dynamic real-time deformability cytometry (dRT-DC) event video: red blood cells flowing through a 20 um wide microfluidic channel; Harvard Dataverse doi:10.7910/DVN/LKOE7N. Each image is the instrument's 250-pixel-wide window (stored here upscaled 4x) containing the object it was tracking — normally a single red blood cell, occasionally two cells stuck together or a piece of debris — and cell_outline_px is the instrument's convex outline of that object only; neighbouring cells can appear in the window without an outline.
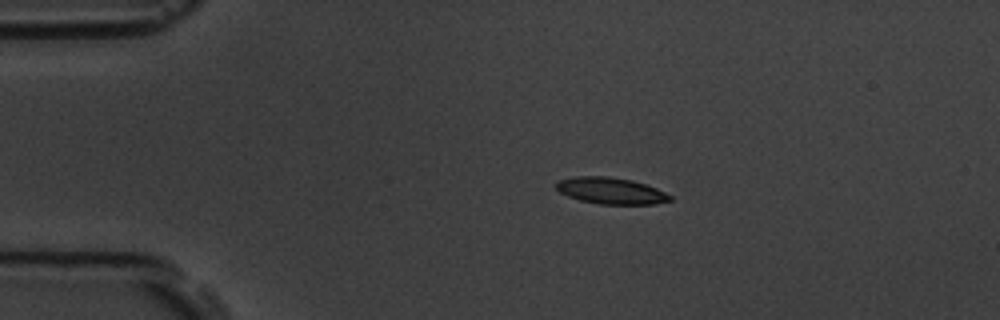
{"species": "common noctule bat (a hibernating species)", "species_latin": "Nyctalus noctula", "temperature_condition": "room temperature", "stored_images_in_passage": 9, "camera_frame_rate_fps": 3000, "um_per_image_px": 0.085, "animal": {"sex": "male", "body_mass_g": 19.5, "forearm_length_mm": 54.6}, "frame": {"image": 1, "passage_image": 1, "time_ms": 0.0, "image_size_px": [1000, 320], "cell_outline_px": [[672, 200], [656, 204], [600, 204], [580, 200], [568, 196], [560, 192], [556, 188], [556, 180], [576, 176], [608, 176], [632, 180], [656, 188], [672, 196]], "centroid_in_image_um": [51.91, 16.21], "position_along_channel_um": 33.1, "area_um2": 17.57}}
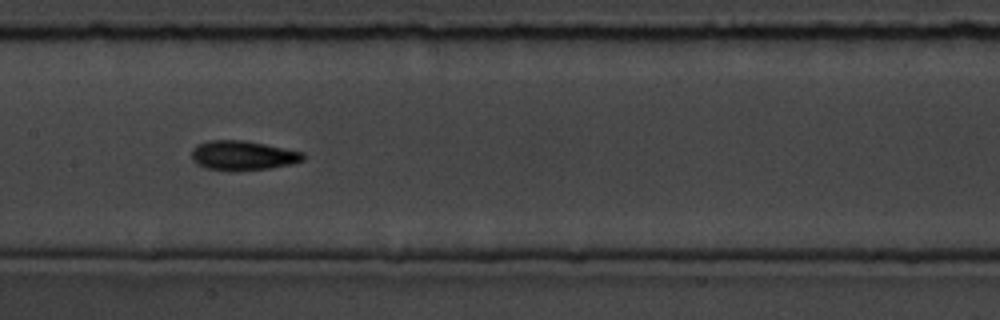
{"frame": {"image": 2, "passage_image": 6, "time_ms": 5.667, "image_size_px": [1000, 320], "cell_outline_px": [[304, 160], [292, 164], [272, 168], [232, 172], [228, 172], [208, 168], [196, 164], [192, 160], [192, 148], [196, 144], [208, 140], [244, 140], [304, 152]], "centroid_in_image_um": [20.62, 13.23], "position_along_channel_um": 186.8, "area_um2": 19.54}}
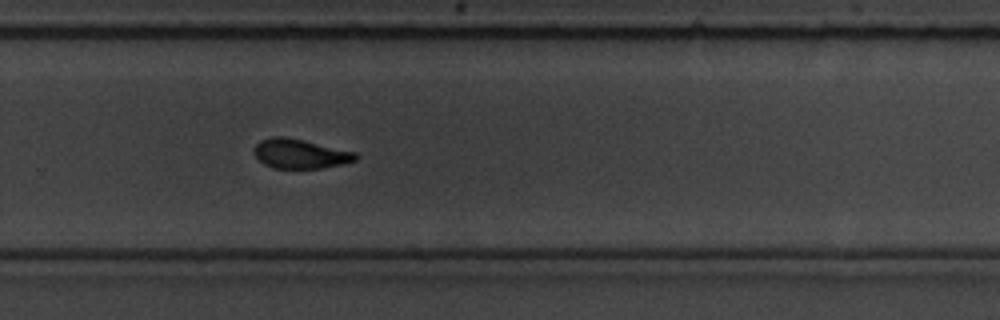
{"frame": {"image": 3, "passage_image": 9, "time_ms": 9.0, "image_size_px": [1000, 320], "cell_outline_px": [[360, 156], [356, 160], [340, 164], [320, 168], [272, 168], [264, 164], [256, 156], [256, 144], [260, 140], [272, 136], [284, 136], [304, 140], [356, 152]], "centroid_in_image_um": [25.53, 13.06], "position_along_channel_um": 304.3, "area_um2": 17.28}}